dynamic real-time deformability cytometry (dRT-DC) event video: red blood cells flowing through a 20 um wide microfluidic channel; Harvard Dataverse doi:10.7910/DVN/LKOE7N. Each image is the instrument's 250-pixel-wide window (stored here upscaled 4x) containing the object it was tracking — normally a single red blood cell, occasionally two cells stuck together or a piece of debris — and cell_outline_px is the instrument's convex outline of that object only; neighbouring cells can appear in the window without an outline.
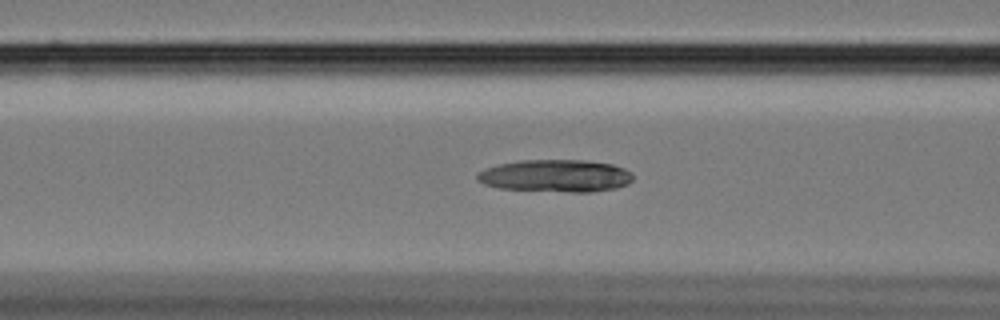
{"species": "Egyptian fruit bat (a non-hibernating species)", "species_latin": "Rousettus aegyptiacus", "temperature_condition": "cold", "stored_images_in_passage": 52, "camera_frame_rate_fps": 3000, "um_per_image_px": 0.085, "animal": {"sex": "female"}, "frame": {"image": 1, "passage_image": 17, "time_ms": 5.333, "image_size_px": [1000, 320], "cell_outline_px": [[632, 180], [628, 184], [616, 188], [592, 192], [572, 192], [500, 188], [484, 184], [476, 180], [476, 176], [480, 172], [488, 168], [500, 164], [520, 160], [588, 160], [612, 164], [624, 168], [632, 172]], "centroid_in_image_um": [47.28, 14.94], "position_along_channel_um": 119.3, "area_um2": 29.36}}
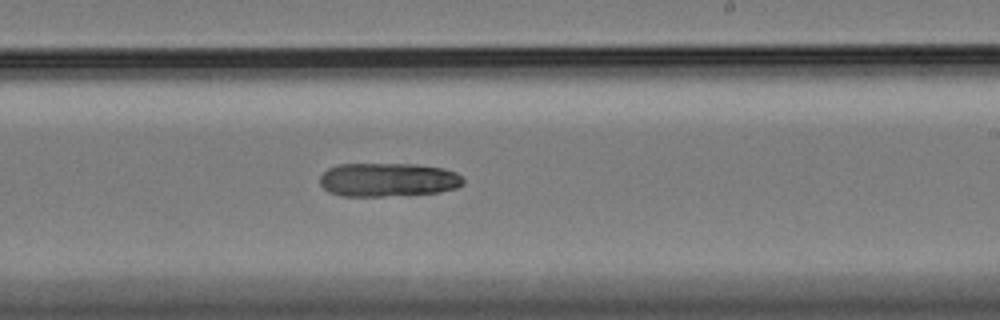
{"frame": {"image": 2, "passage_image": 29, "time_ms": 9.333, "image_size_px": [1000, 320], "cell_outline_px": [[464, 184], [456, 188], [440, 192], [384, 196], [340, 196], [328, 192], [320, 184], [320, 176], [328, 168], [336, 164], [416, 164], [444, 168], [456, 172], [464, 180]], "centroid_in_image_um": [32.97, 15.27], "position_along_channel_um": 256.0, "area_um2": 28.38}}
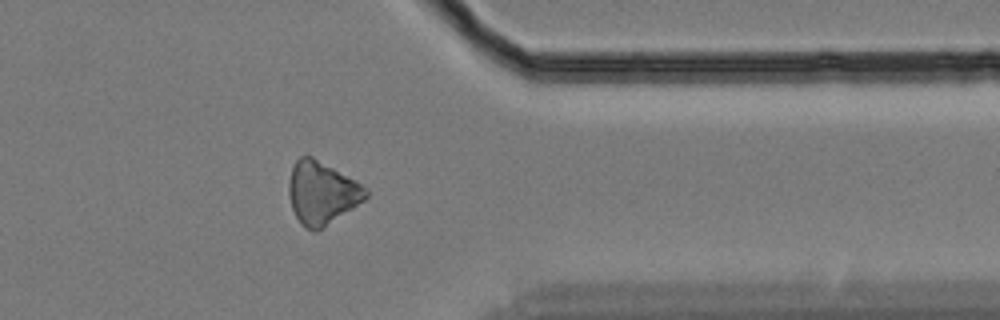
{"frame": {"image": 3, "passage_image": 41, "time_ms": 13.333, "image_size_px": [1000, 320], "cell_outline_px": [[368, 196], [364, 200], [324, 228], [316, 232], [300, 224], [292, 208], [288, 196], [288, 184], [292, 168], [296, 160], [300, 156], [312, 156], [368, 188]], "centroid_in_image_um": [27.34, 16.41], "position_along_channel_um": 384.1, "area_um2": 28.03}}